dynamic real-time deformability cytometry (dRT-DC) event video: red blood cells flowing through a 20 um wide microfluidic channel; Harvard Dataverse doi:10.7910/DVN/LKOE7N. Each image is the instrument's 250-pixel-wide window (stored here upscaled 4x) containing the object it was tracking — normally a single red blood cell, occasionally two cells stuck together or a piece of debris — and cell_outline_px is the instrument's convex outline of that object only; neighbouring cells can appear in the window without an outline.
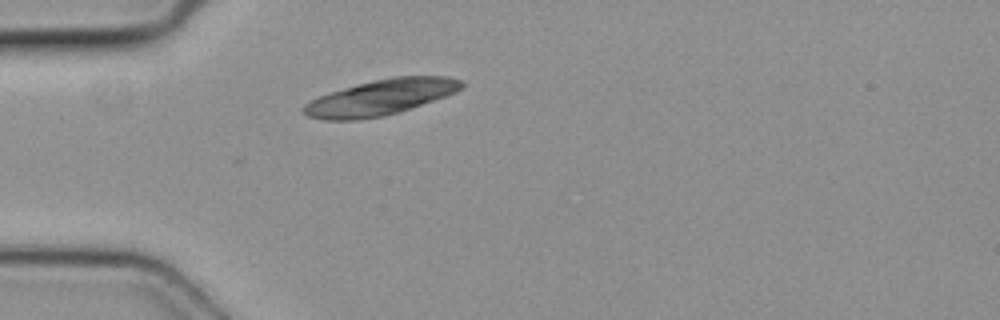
{"species": "common noctule bat (a hibernating species)", "species_latin": "Nyctalus noctula", "temperature_condition": "cold", "stored_images_in_passage": 5, "camera_frame_rate_fps": 3000, "um_per_image_px": 0.085, "animal": {"sex": "female", "body_mass_g": 19.3, "forearm_length_mm": 54.1}, "frame": {"image": 1, "passage_image": 5, "time_ms": 1.333, "image_size_px": [1000, 320], "cell_outline_px": [[464, 88], [456, 92], [384, 116], [356, 120], [324, 120], [308, 116], [300, 112], [300, 108], [304, 104], [328, 92], [372, 80], [392, 76], [448, 76], [464, 80]], "centroid_in_image_um": [32.32, 8.26], "position_along_channel_um": 52.7, "area_um2": 32.71}}